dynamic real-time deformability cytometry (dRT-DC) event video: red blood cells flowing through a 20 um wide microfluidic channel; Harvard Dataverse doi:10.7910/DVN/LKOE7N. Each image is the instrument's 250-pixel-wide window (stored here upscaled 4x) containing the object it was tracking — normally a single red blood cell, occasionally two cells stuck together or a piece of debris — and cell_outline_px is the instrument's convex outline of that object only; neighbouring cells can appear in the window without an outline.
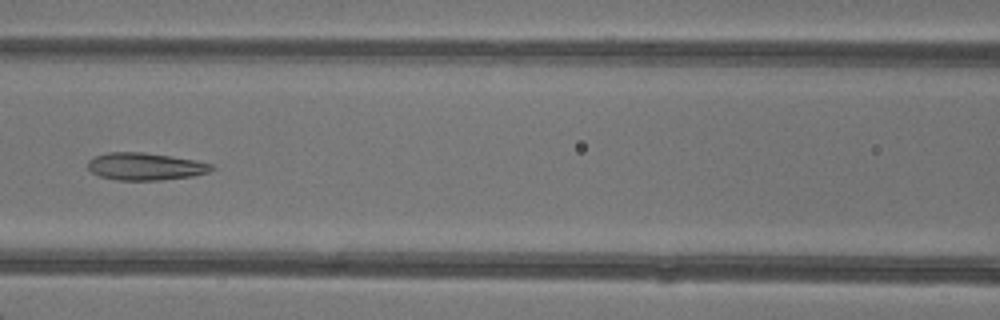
{"species": "common noctule bat (a hibernating species)", "species_latin": "Nyctalus noctula", "temperature_condition": "warm", "stored_images_in_passage": 7, "camera_frame_rate_fps": 3000, "um_per_image_px": 0.085, "animal": {"sex": "female"}, "frame": {"image": 1, "passage_image": 7, "time_ms": 7.0, "image_size_px": [1000, 320], "cell_outline_px": [[216, 168], [208, 172], [192, 176], [160, 180], [116, 180], [100, 176], [92, 172], [88, 168], [88, 160], [96, 156], [108, 152], [144, 152], [196, 160], [212, 164]], "centroid_in_image_um": [12.36, 14.15], "position_along_channel_um": 154.2, "area_um2": 19.71}}